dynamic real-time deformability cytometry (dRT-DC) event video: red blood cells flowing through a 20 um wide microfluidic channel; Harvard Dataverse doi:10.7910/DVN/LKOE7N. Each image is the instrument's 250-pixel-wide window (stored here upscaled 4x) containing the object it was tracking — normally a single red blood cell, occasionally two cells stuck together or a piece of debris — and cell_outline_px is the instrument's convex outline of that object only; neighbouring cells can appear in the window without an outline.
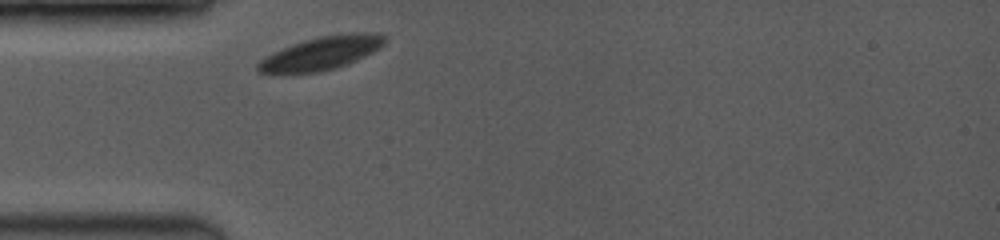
{"species": "common noctule bat (a hibernating species)", "species_latin": "Nyctalus noctula", "temperature_condition": "room temperature", "stored_images_in_passage": 1, "camera_frame_rate_fps": 3500, "um_per_image_px": 0.085, "animal": {"sex": "female", "body_mass_g": 19.0, "forearm_length_mm": 53.3}, "frame": {"image": 1, "passage_image": 1, "time_ms": 0.0, "image_size_px": [1000, 240], "cell_outline_px": [[388, 40], [380, 48], [348, 64], [336, 68], [320, 72], [260, 72], [256, 68], [256, 64], [264, 56], [272, 52], [292, 44], [304, 40], [320, 36], [352, 32], [372, 32], [388, 36]], "centroid_in_image_um": [27.37, 4.49], "position_along_channel_um": 57.6, "area_um2": 24.57}}